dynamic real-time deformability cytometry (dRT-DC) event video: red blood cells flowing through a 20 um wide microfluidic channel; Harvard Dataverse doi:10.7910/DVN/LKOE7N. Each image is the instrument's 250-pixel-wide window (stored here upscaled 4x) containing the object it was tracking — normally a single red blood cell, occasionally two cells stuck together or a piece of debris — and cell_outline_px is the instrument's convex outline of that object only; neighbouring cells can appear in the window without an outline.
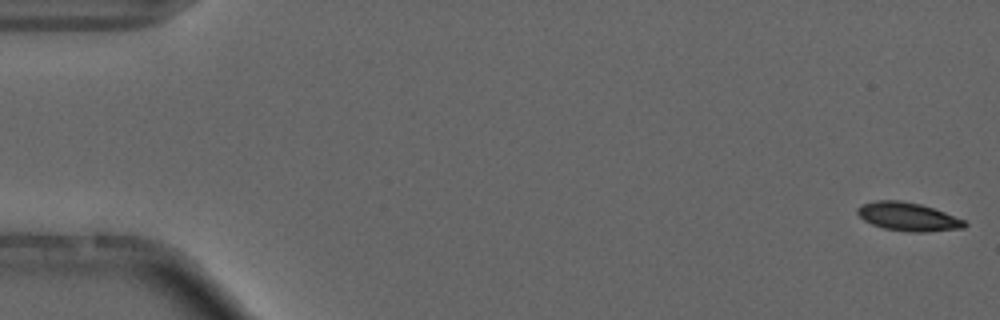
{"species": "common noctule bat (a hibernating species)", "species_latin": "Nyctalus noctula", "temperature_condition": "cold", "stored_images_in_passage": 17, "camera_frame_rate_fps": 3000, "um_per_image_px": 0.085, "animal": {"sex": "male", "forearm_length_mm": 52.5}, "frame": {"image": 1, "passage_image": 1, "time_ms": 0.0, "image_size_px": [1000, 320], "cell_outline_px": [[968, 224], [964, 228], [924, 232], [908, 232], [884, 228], [872, 224], [864, 220], [856, 212], [856, 208], [864, 204], [876, 200], [900, 200], [920, 204], [944, 212], [964, 220]], "centroid_in_image_um": [77.18, 18.42], "position_along_channel_um": 7.8, "area_um2": 17.63}}
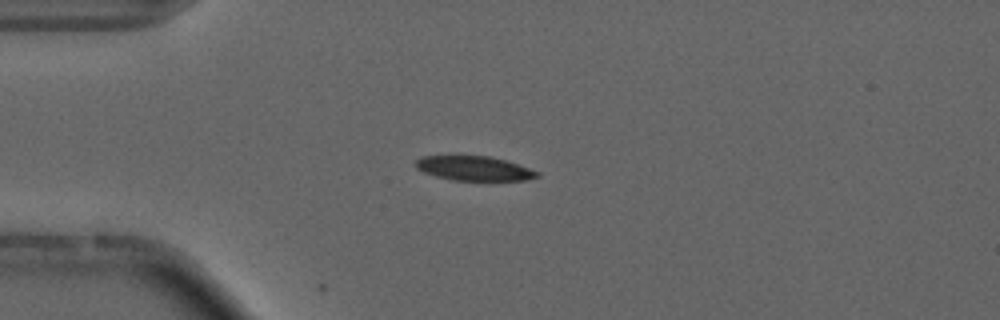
{"frame": {"image": 2, "passage_image": 14, "time_ms": 4.333, "image_size_px": [1000, 320], "cell_outline_px": [[540, 176], [524, 180], [452, 180], [436, 176], [424, 172], [416, 168], [416, 160], [424, 156], [492, 156], [540, 172]], "centroid_in_image_um": [40.3, 14.31], "position_along_channel_um": 44.7, "area_um2": 17.05}}